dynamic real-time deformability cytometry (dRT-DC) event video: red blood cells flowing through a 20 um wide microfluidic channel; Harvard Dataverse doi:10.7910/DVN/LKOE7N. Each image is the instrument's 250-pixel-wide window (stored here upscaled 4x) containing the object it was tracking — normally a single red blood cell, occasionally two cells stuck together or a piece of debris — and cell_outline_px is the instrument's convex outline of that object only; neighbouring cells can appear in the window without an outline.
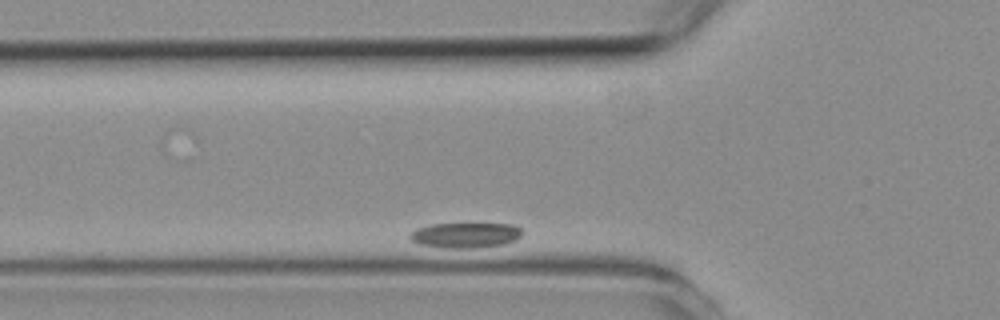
{"species": "common noctule bat (a hibernating species)", "species_latin": "Nyctalus noctula", "temperature_condition": "room temperature", "stored_images_in_passage": 2, "camera_frame_rate_fps": 3000, "um_per_image_px": 0.085, "animal": {"sex": "female", "body_mass_g": 19.3, "forearm_length_mm": 54.1}, "frame": {"image": 1, "passage_image": 2, "time_ms": 1.0, "image_size_px": [1000, 320], "cell_outline_px": [[520, 236], [516, 240], [504, 244], [476, 248], [444, 248], [420, 244], [412, 240], [408, 236], [416, 228], [428, 224], [516, 224], [520, 228]], "centroid_in_image_um": [39.55, 19.99], "position_along_channel_um": 86.2, "area_um2": 16.53}}